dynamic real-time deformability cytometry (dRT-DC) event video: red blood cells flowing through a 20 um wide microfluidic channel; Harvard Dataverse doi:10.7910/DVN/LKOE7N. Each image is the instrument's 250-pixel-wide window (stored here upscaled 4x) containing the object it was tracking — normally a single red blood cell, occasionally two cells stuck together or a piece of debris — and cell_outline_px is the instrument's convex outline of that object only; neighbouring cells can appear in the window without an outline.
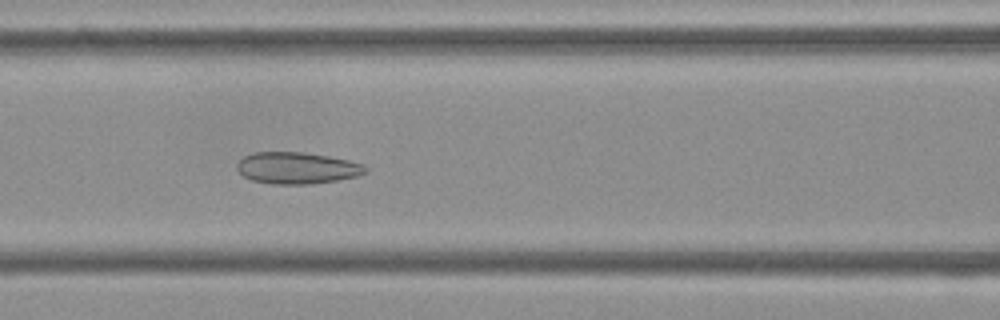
{"species": "Egyptian fruit bat (a non-hibernating species)", "species_latin": "Rousettus aegyptiacus", "temperature_condition": "cold", "stored_images_in_passage": 47, "camera_frame_rate_fps": 3000, "um_per_image_px": 0.085, "frame": {"image": 1, "passage_image": 16, "time_ms": 5.0, "image_size_px": [1000, 320], "cell_outline_px": [[368, 172], [356, 176], [336, 180], [308, 184], [272, 184], [252, 180], [244, 176], [236, 168], [236, 164], [244, 156], [252, 152], [304, 152], [328, 156], [348, 160], [364, 164], [368, 168]], "centroid_in_image_um": [25.24, 14.27], "position_along_channel_um": 141.4, "area_um2": 23.7}}
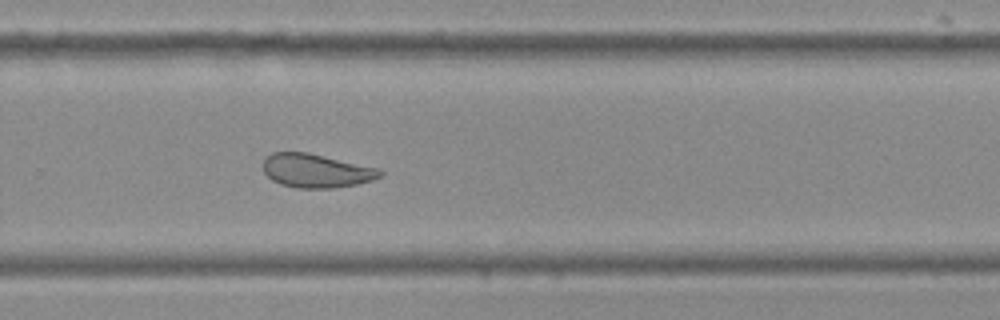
{"frame": {"image": 2, "passage_image": 29, "time_ms": 9.333, "image_size_px": [1000, 320], "cell_outline_px": [[384, 172], [380, 176], [372, 180], [356, 184], [332, 188], [296, 188], [280, 184], [272, 180], [264, 172], [264, 160], [272, 152], [308, 152], [376, 168]], "centroid_in_image_um": [26.84, 14.52], "position_along_channel_um": 303.0, "area_um2": 22.72}}
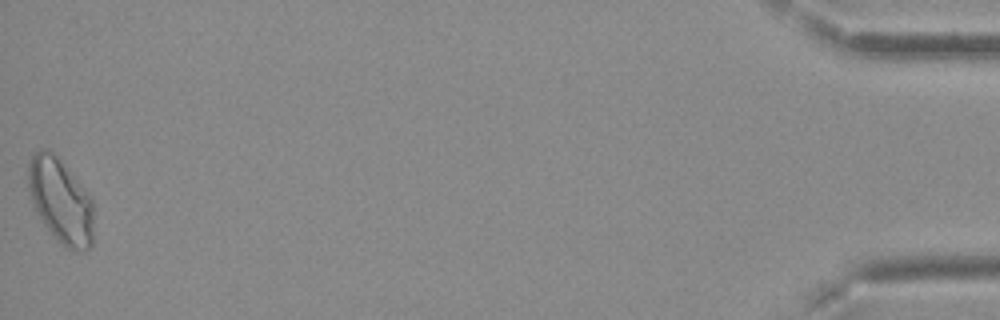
{"frame": {"image": 3, "passage_image": 47, "time_ms": 15.333, "image_size_px": [1000, 320], "cell_outline_px": [[92, 244], [84, 252], [76, 252], [60, 244], [52, 236], [36, 212], [32, 204], [28, 188], [28, 160], [40, 148], [48, 148], [56, 156], [92, 196]], "centroid_in_image_um": [5.14, 17.09], "position_along_channel_um": 430.1, "area_um2": 32.54}, "authors_computed_cell_mechanics": {"area_um2": 24.9118, "velocity_mm_per_s": 3.7302, "shape_relaxation_time_tau1_ms": null, "shape_relaxation_time_tau2_ms": 1.5569, "deformation_change_tau1": null, "deformation_change_tau2": 0.0891}}